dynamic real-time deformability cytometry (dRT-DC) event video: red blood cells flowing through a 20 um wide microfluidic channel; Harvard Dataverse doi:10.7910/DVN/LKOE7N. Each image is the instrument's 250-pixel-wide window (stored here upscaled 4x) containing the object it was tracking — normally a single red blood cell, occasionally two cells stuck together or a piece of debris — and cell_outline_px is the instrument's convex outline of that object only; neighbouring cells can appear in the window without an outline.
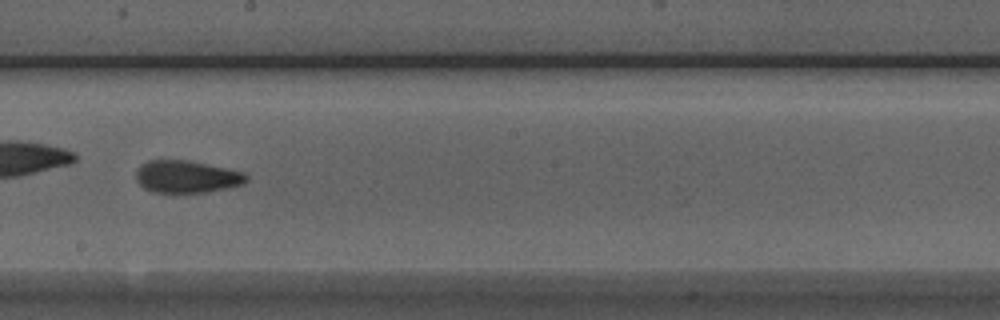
{"species": "Egyptian fruit bat (a non-hibernating species)", "species_latin": "Rousettus aegyptiacus", "temperature_condition": "room temperature", "stored_images_in_passage": 36, "camera_frame_rate_fps": 3000, "um_per_image_px": 0.085, "animal": {"sex": "male"}, "frame": {"image": 1, "passage_image": 16, "time_ms": 5.0, "image_size_px": [1000, 320], "cell_outline_px": [[248, 180], [244, 184], [228, 188], [208, 192], [172, 196], [152, 192], [144, 188], [136, 180], [136, 168], [140, 164], [148, 160], [188, 160], [244, 172], [248, 176]], "centroid_in_image_um": [15.83, 15.07], "position_along_channel_um": 232.4, "area_um2": 21.73}, "authors_computed_cell_mechanics": {"area_um2": 20.8658, "velocity_mm_per_s": 3.944, "shape_relaxation_time_tau1_ms": 6.3815, "shape_relaxation_time_tau2_ms": 1.9725, "deformation_change_tau1": 0.1759, "deformation_change_tau2": 0.085}}